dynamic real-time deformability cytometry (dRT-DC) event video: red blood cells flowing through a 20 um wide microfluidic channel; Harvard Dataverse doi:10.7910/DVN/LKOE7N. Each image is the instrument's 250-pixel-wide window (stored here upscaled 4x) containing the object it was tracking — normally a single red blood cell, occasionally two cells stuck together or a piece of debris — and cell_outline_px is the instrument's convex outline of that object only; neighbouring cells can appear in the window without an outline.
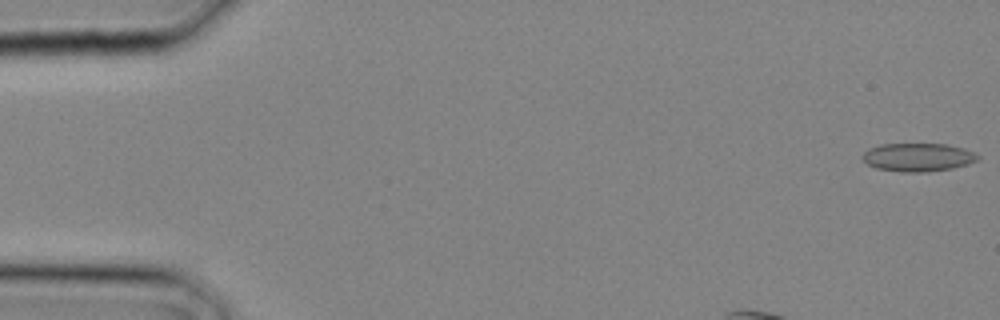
{"species": "common noctule bat (a hibernating species)", "species_latin": "Nyctalus noctula", "temperature_condition": "cold", "stored_images_in_passage": 27, "camera_frame_rate_fps": 3000, "um_per_image_px": 0.085, "animal": {"sex": "male", "body_mass_g": 20.4}, "frame": {"image": 1, "passage_image": 1, "time_ms": 0.0, "image_size_px": [1000, 320], "cell_outline_px": [[980, 156], [976, 160], [968, 164], [952, 168], [928, 172], [900, 172], [876, 168], [868, 164], [860, 156], [868, 148], [880, 144], [944, 144], [964, 148], [976, 152]], "centroid_in_image_um": [78.02, 13.36], "position_along_channel_um": 7.0, "area_um2": 19.13}}
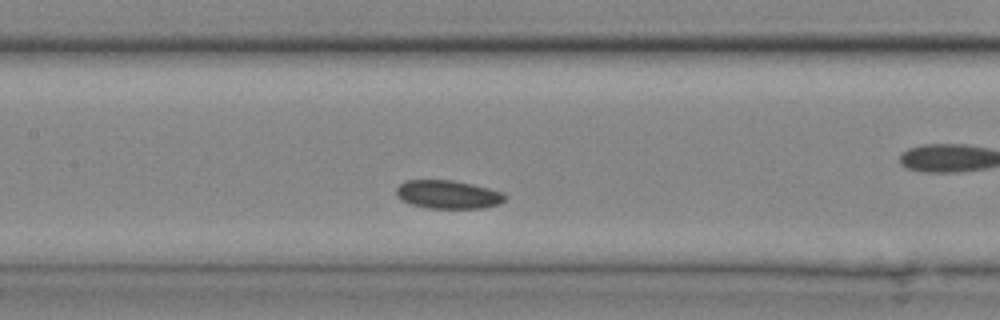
{"frame": {"image": 2, "passage_image": 12, "time_ms": 3.667, "image_size_px": [1000, 320], "cell_outline_px": [[508, 196], [500, 204], [484, 208], [428, 208], [412, 204], [396, 196], [396, 188], [404, 180], [452, 180], [472, 184], [504, 192]], "centroid_in_image_um": [38.11, 16.53], "position_along_channel_um": 169.3, "area_um2": 18.03}}